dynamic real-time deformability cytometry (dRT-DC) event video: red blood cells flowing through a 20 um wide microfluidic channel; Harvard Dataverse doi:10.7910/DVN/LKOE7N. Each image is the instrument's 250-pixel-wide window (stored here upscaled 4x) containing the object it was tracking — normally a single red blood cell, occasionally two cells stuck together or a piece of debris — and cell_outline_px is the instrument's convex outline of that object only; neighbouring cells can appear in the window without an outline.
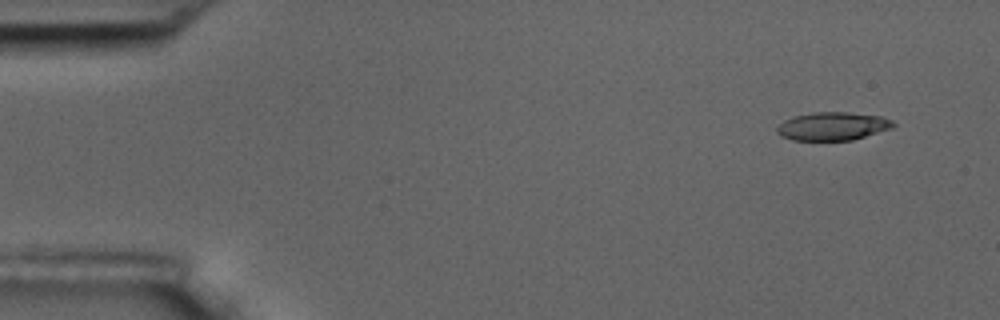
{"species": "common noctule bat (a hibernating species)", "species_latin": "Nyctalus noctula", "temperature_condition": "room temperature", "stored_images_in_passage": 4, "camera_frame_rate_fps": 3000, "um_per_image_px": 0.085, "animal": {"sex": "male", "body_mass_g": 17.5, "forearm_length_mm": 52.3}, "frame": {"image": 1, "passage_image": 1, "time_ms": 0.0, "image_size_px": [1000, 320], "cell_outline_px": [[896, 124], [892, 128], [852, 140], [792, 140], [780, 136], [776, 132], [776, 128], [784, 120], [796, 116], [812, 112], [848, 112], [880, 116], [892, 120]], "centroid_in_image_um": [70.77, 10.73], "position_along_channel_um": 14.2, "area_um2": 19.07}}
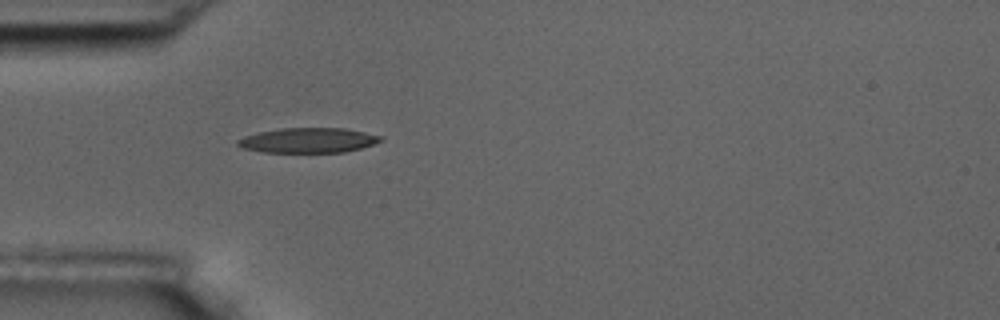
{"frame": {"image": 2, "passage_image": 4, "time_ms": 4.333, "image_size_px": [1000, 320], "cell_outline_px": [[384, 140], [360, 148], [344, 152], [264, 152], [244, 148], [236, 144], [236, 140], [244, 136], [260, 132], [280, 128], [344, 128], [384, 136]], "centroid_in_image_um": [26.21, 11.92], "position_along_channel_um": 58.8, "area_um2": 20.69}}